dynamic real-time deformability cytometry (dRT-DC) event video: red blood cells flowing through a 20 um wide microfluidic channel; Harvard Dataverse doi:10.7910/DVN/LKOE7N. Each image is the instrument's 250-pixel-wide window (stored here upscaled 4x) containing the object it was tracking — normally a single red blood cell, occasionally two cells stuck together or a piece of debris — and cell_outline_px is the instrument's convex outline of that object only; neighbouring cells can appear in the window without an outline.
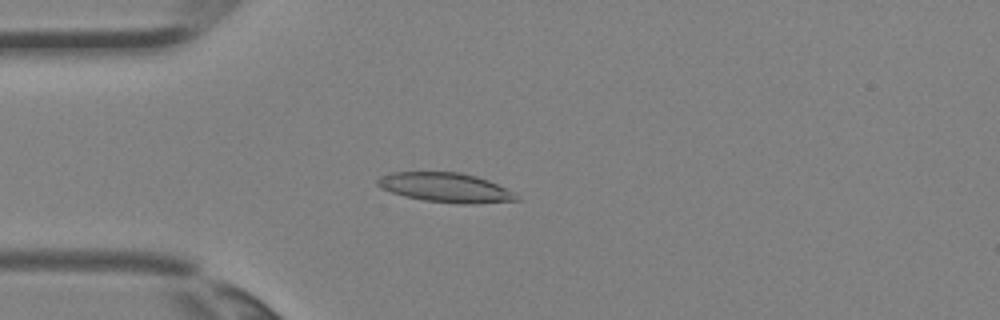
{"species": "Egyptian fruit bat (a non-hibernating species)", "species_latin": "Rousettus aegyptiacus", "temperature_condition": "room temperature", "stored_images_in_passage": 2, "camera_frame_rate_fps": 3000, "um_per_image_px": 0.085, "animal": {"sex": "female"}, "frame": {"image": 1, "passage_image": 2, "time_ms": 0.333, "image_size_px": [1000, 320], "cell_outline_px": [[520, 200], [472, 204], [464, 204], [424, 200], [404, 196], [380, 188], [376, 184], [376, 180], [380, 176], [388, 172], [460, 172], [476, 176], [488, 180], [512, 192]], "centroid_in_image_um": [37.81, 15.93], "position_along_channel_um": 47.2, "area_um2": 23.7}}